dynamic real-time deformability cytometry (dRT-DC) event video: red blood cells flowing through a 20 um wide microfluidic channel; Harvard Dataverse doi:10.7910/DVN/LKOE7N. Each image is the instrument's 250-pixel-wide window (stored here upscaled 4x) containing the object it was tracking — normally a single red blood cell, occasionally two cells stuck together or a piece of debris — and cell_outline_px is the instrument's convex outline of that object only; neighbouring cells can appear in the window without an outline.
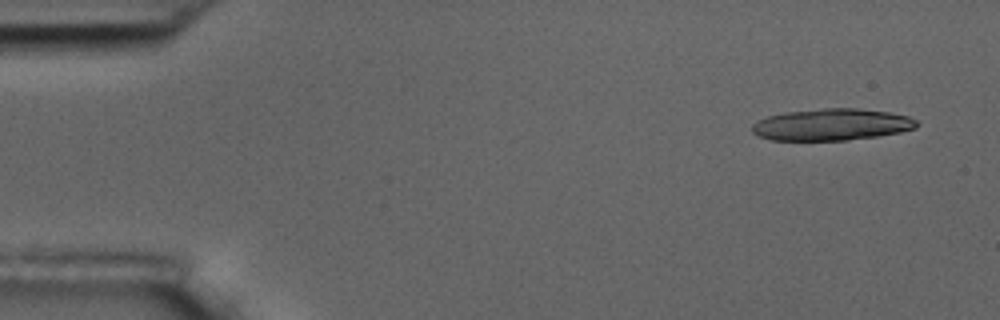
{"species": "common noctule bat (a hibernating species)", "species_latin": "Nyctalus noctula", "temperature_condition": "room temperature", "stored_images_in_passage": 6, "camera_frame_rate_fps": 3000, "um_per_image_px": 0.085, "animal": {"sex": "male", "body_mass_g": 17.5, "forearm_length_mm": 52.3}, "frame": {"image": 1, "passage_image": 1, "time_ms": 0.0, "image_size_px": [1000, 320], "cell_outline_px": [[920, 124], [916, 128], [900, 132], [876, 136], [848, 140], [772, 140], [760, 136], [752, 132], [752, 124], [768, 116], [784, 112], [824, 108], [856, 108], [888, 112], [908, 116], [916, 120]], "centroid_in_image_um": [70.71, 10.59], "position_along_channel_um": 14.3, "area_um2": 30.35}}
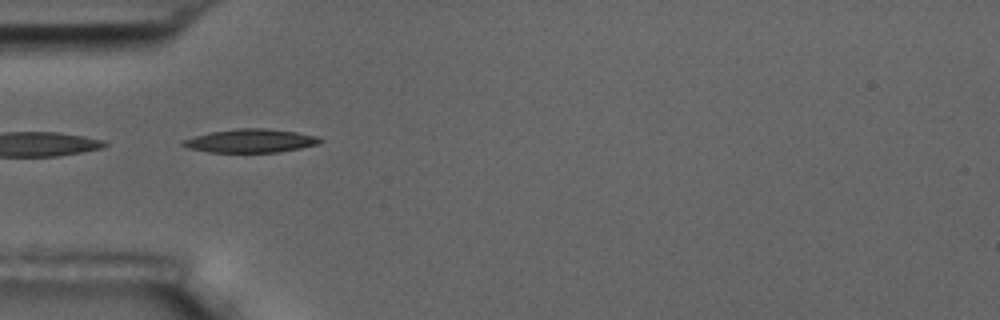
{"frame": {"image": 2, "passage_image": 5, "time_ms": 4.667, "image_size_px": [1000, 320], "cell_outline_px": [[324, 140], [320, 144], [280, 152], [208, 152], [188, 148], [180, 144], [180, 140], [208, 132], [236, 128], [268, 128], [296, 132], [316, 136]], "centroid_in_image_um": [21.27, 11.96], "position_along_channel_um": 63.7, "area_um2": 19.02}}